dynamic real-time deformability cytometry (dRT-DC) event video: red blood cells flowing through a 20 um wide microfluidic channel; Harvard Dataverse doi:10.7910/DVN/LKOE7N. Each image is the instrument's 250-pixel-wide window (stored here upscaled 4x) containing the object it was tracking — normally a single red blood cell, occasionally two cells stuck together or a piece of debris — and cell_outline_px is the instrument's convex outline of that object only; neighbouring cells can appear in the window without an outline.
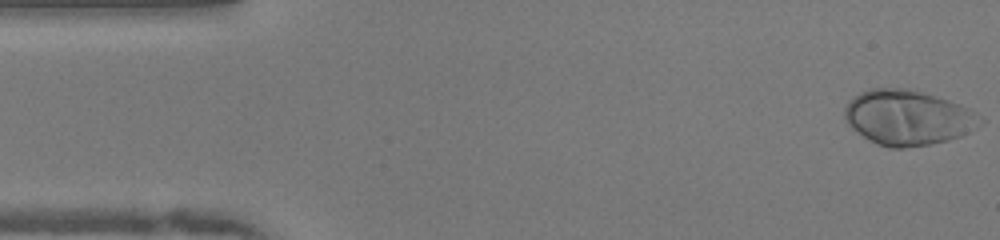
{"species": "human", "species_latin": "Homo sapiens", "temperature_condition": "warm", "stored_images_in_passage": 49, "camera_frame_rate_fps": 3000, "um_per_image_px": 0.085, "donor": {"sex": "female"}, "frame": {"image": 1, "passage_image": 1, "time_ms": 0.0, "image_size_px": [1000, 240], "cell_outline_px": [[972, 112], [964, 132], [960, 136], [948, 140], [928, 144], [904, 148], [888, 148], [876, 144], [852, 128], [848, 124], [844, 116], [844, 108], [860, 92], [872, 88], [908, 88], [948, 100], [968, 108]], "centroid_in_image_um": [76.95, 9.98], "position_along_channel_um": 8.0, "area_um2": 41.56}}
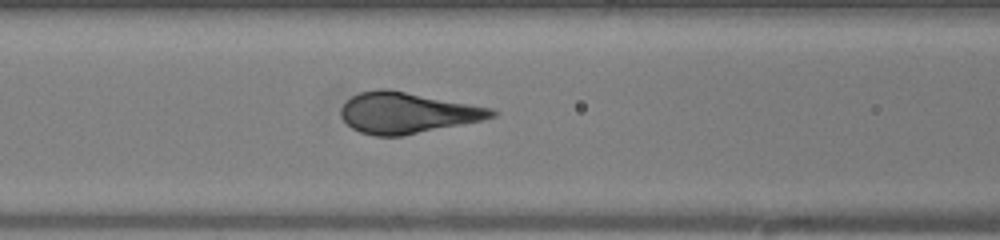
{"frame": {"image": 2, "passage_image": 19, "time_ms": 6.0, "image_size_px": [1000, 240], "cell_outline_px": [[496, 116], [484, 120], [404, 136], [376, 136], [360, 132], [352, 128], [340, 116], [340, 108], [352, 96], [360, 92], [380, 88], [388, 88], [492, 108], [496, 112]], "centroid_in_image_um": [34.61, 9.59], "position_along_channel_um": 132.0, "area_um2": 36.13}}
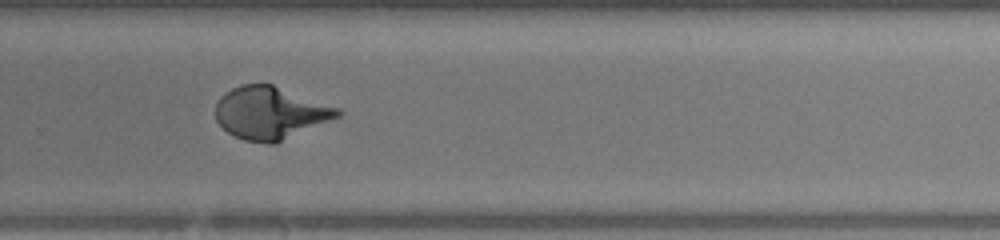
{"frame": {"image": 3, "passage_image": 32, "time_ms": 10.333, "image_size_px": [1000, 240], "cell_outline_px": [[344, 112], [340, 116], [276, 144], [268, 144], [244, 140], [228, 132], [216, 120], [216, 104], [220, 96], [232, 88], [240, 84], [272, 84], [340, 108]], "centroid_in_image_um": [22.99, 9.6], "position_along_channel_um": 306.8, "area_um2": 37.4}}